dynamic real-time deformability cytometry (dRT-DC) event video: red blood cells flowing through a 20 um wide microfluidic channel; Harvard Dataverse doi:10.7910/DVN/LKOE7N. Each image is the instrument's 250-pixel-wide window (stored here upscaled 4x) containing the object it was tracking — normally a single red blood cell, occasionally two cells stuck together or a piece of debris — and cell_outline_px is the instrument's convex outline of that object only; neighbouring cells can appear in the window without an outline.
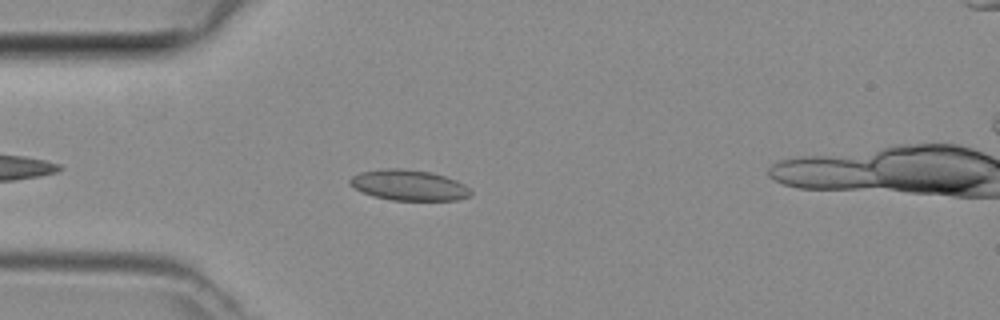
{"species": "common noctule bat (a hibernating species)", "species_latin": "Nyctalus noctula", "temperature_condition": "room temperature", "stored_images_in_passage": 36, "camera_frame_rate_fps": 3000, "um_per_image_px": 0.085, "animal": {"sex": "female", "body_mass_g": 29.2, "forearm_length_mm": 56.3}, "frame": {"image": 1, "passage_image": 5, "time_ms": 1.333, "image_size_px": [1000, 320], "cell_outline_px": [[472, 192], [468, 196], [456, 200], [392, 200], [372, 196], [348, 184], [348, 180], [352, 176], [360, 172], [388, 168], [400, 168], [432, 172], [456, 180], [464, 184]], "centroid_in_image_um": [34.73, 15.73], "position_along_channel_um": 50.3, "area_um2": 21.44}}
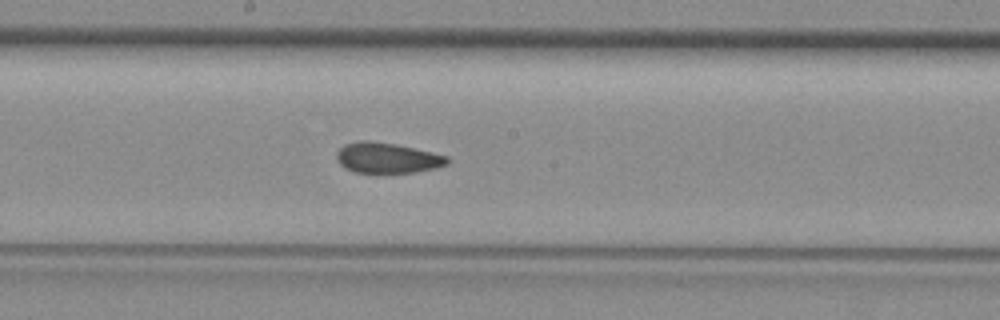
{"frame": {"image": 2, "passage_image": 17, "time_ms": 5.333, "image_size_px": [1000, 320], "cell_outline_px": [[452, 160], [448, 164], [436, 168], [412, 172], [356, 172], [344, 168], [336, 160], [336, 152], [344, 144], [360, 140], [368, 140], [396, 144], [432, 152], [448, 156]], "centroid_in_image_um": [32.91, 13.41], "position_along_channel_um": 215.3, "area_um2": 19.71}}
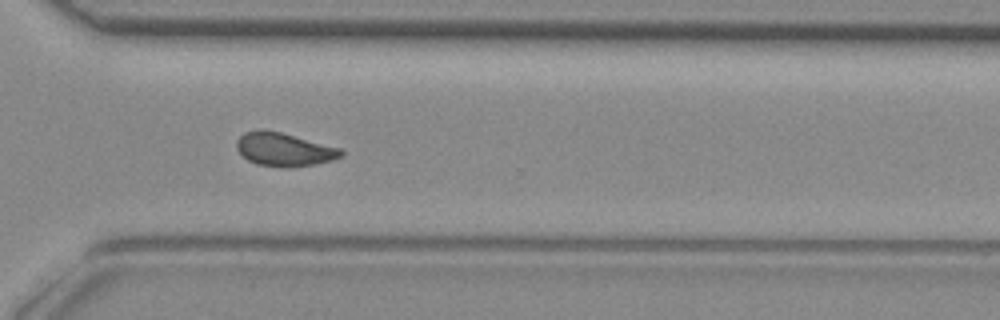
{"frame": {"image": 3, "passage_image": 26, "time_ms": 8.333, "image_size_px": [1000, 320], "cell_outline_px": [[344, 156], [332, 160], [312, 164], [288, 168], [280, 168], [256, 164], [248, 160], [236, 148], [236, 140], [244, 132], [280, 132], [340, 148], [344, 152]], "centroid_in_image_um": [24.17, 12.74], "position_along_channel_um": 346.4, "area_um2": 19.88}}